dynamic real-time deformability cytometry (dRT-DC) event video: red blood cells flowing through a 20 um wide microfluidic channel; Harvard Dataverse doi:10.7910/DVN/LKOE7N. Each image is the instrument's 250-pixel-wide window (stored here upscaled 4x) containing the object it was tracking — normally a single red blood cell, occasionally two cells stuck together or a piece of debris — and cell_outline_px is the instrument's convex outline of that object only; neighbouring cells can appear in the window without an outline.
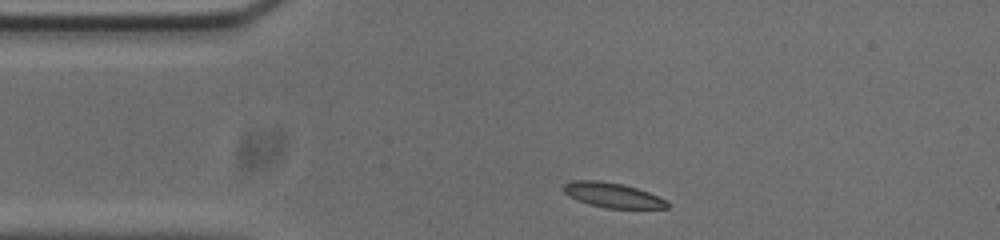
{"species": "common noctule bat (a hibernating species)", "species_latin": "Nyctalus noctula", "temperature_condition": "cold", "stored_images_in_passage": 45, "camera_frame_rate_fps": 3000, "um_per_image_px": 0.085, "animal": {"sex": "male", "body_mass_g": 20.0, "forearm_length_mm": 53.3}, "frame": {"image": 1, "passage_image": 1, "time_ms": 0.0, "image_size_px": [1000, 240], "cell_outline_px": [[668, 208], [604, 208], [588, 204], [576, 200], [568, 196], [564, 192], [564, 184], [572, 180], [600, 180], [624, 184], [648, 192], [664, 200], [668, 204]], "centroid_in_image_um": [52.0, 16.58], "position_along_channel_um": 33.0, "area_um2": 14.97}}
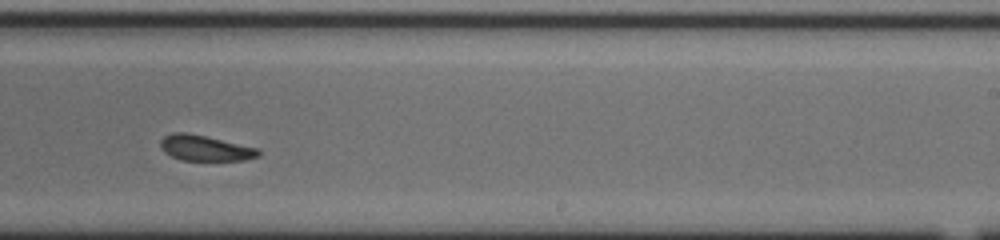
{"frame": {"image": 2, "passage_image": 23, "time_ms": 7.333, "image_size_px": [1000, 240], "cell_outline_px": [[260, 156], [244, 160], [180, 160], [164, 152], [160, 148], [160, 140], [164, 136], [172, 132], [188, 132], [256, 148], [260, 152]], "centroid_in_image_um": [17.38, 12.58], "position_along_channel_um": 271.6, "area_um2": 14.51}}
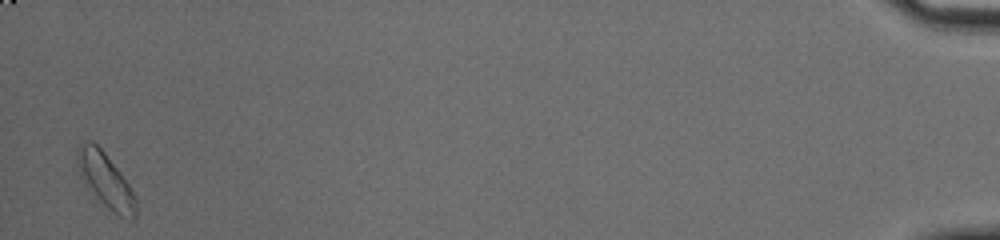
{"frame": {"image": 3, "passage_image": 44, "time_ms": 14.333, "image_size_px": [1000, 240], "cell_outline_px": [[136, 216], [132, 220], [120, 216], [108, 208], [96, 196], [80, 176], [76, 160], [76, 148], [80, 144], [88, 140], [92, 140], [104, 152], [120, 172], [136, 196]], "centroid_in_image_um": [8.97, 15.3], "position_along_channel_um": 426.2, "area_um2": 18.32}}